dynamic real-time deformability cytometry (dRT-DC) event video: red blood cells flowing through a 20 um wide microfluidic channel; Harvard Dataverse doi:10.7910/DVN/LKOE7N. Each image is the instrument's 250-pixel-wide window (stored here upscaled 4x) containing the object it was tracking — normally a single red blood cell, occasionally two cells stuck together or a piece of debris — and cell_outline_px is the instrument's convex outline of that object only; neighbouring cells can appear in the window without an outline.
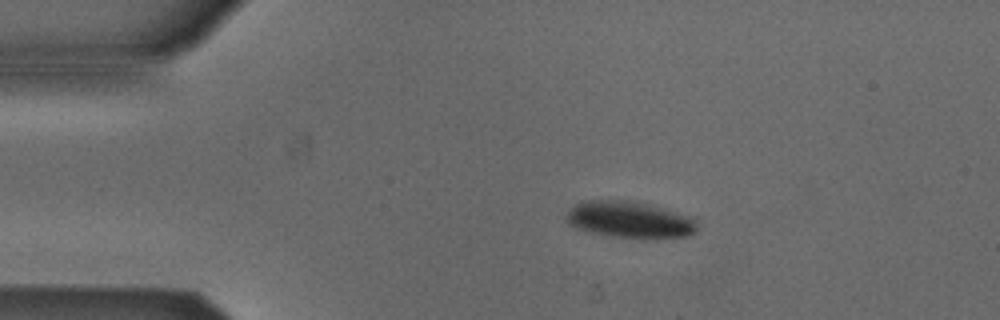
{"species": "Egyptian fruit bat (a non-hibernating species)", "species_latin": "Rousettus aegyptiacus", "temperature_condition": "cold", "stored_images_in_passage": 44, "camera_frame_rate_fps": 3000, "um_per_image_px": 0.085, "animal": {"sex": "male"}, "frame": {"image": 1, "passage_image": 1, "time_ms": 0.0, "image_size_px": [1000, 320], "cell_outline_px": [[696, 232], [688, 236], [640, 240], [588, 232], [576, 228], [568, 224], [564, 216], [576, 204], [592, 200], [620, 200], [644, 204], [676, 212], [688, 216], [696, 220]], "centroid_in_image_um": [53.51, 18.72], "position_along_channel_um": 31.5, "area_um2": 27.8}}
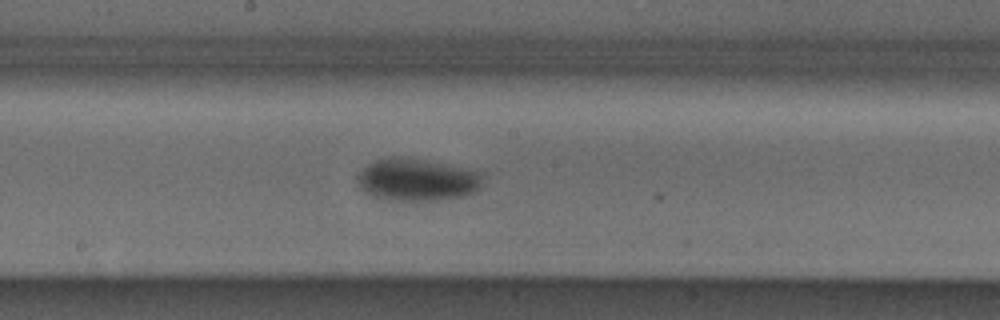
{"frame": {"image": 2, "passage_image": 19, "time_ms": 6.0, "image_size_px": [1000, 320], "cell_outline_px": [[484, 184], [476, 192], [464, 196], [436, 200], [388, 200], [376, 196], [360, 188], [356, 180], [356, 176], [368, 164], [376, 160], [392, 156], [424, 160], [484, 172]], "centroid_in_image_um": [35.51, 15.28], "position_along_channel_um": 212.7, "area_um2": 30.92}}
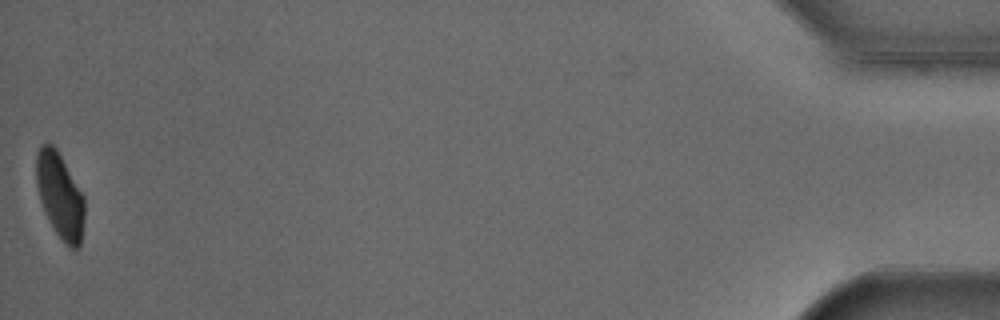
{"frame": {"image": 3, "passage_image": 44, "time_ms": 14.333, "image_size_px": [1000, 320], "cell_outline_px": [[84, 220], [80, 248], [68, 248], [56, 232], [40, 200], [36, 184], [36, 152], [44, 144], [52, 144], [56, 148], [84, 196]], "centroid_in_image_um": [5.11, 16.64], "position_along_channel_um": 430.1, "area_um2": 23.7}, "authors_computed_cell_mechanics": {"area_um2": 29.6225, "velocity_mm_per_s": 3.8264, "shape_relaxation_time_tau1_ms": 2.7143, "shape_relaxation_time_tau2_ms": null, "deformation_change_tau1": 0.1205, "deformation_change_tau2": null}}